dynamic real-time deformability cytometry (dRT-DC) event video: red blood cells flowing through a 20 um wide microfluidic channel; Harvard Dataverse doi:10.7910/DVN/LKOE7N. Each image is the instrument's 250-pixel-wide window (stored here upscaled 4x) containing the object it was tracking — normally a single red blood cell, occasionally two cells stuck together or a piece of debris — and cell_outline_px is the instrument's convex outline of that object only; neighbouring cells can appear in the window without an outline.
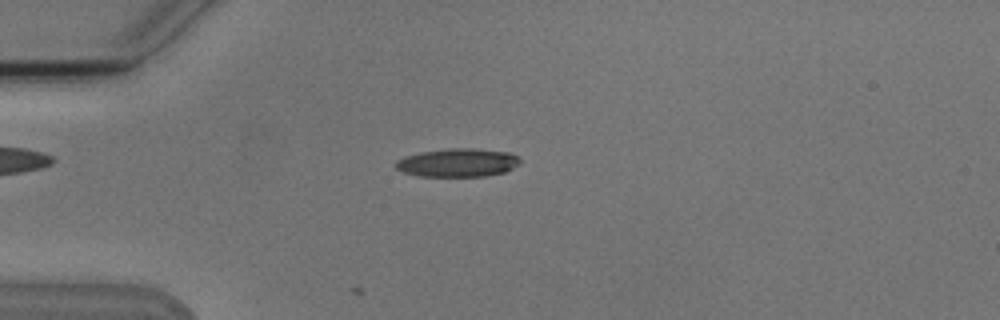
{"species": "Egyptian fruit bat (a non-hibernating species)", "species_latin": "Rousettus aegyptiacus", "temperature_condition": "cold", "stored_images_in_passage": 5, "camera_frame_rate_fps": 3000, "um_per_image_px": 0.085, "animal": {"sex": "male"}, "frame": {"image": 1, "passage_image": 4, "time_ms": 3.333, "image_size_px": [1000, 320], "cell_outline_px": [[520, 164], [504, 172], [484, 176], [420, 176], [404, 172], [396, 168], [396, 160], [404, 156], [420, 152], [448, 148], [476, 148], [508, 152], [516, 156], [520, 160]], "centroid_in_image_um": [38.9, 13.81], "position_along_channel_um": 46.1, "area_um2": 20.52}}